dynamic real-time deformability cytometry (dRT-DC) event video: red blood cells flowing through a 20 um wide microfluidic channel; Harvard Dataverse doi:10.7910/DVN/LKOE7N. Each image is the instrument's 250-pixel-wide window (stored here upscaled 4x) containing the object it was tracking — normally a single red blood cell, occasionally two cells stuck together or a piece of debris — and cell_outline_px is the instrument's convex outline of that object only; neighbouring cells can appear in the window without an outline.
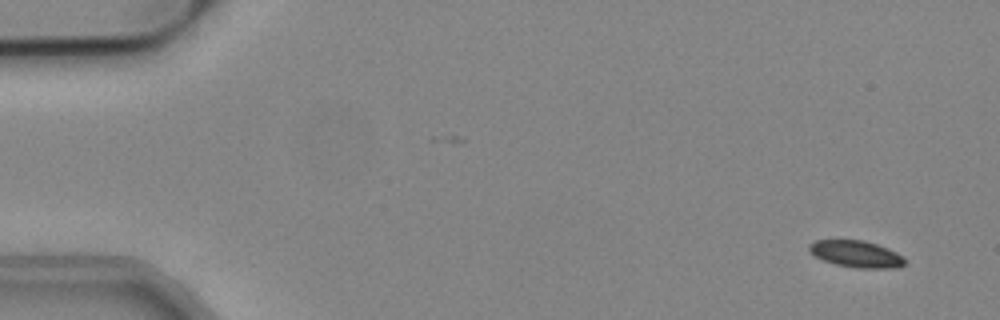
{"species": "common noctule bat (a hibernating species)", "species_latin": "Nyctalus noctula", "temperature_condition": "cold", "stored_images_in_passage": 52, "camera_frame_rate_fps": 3000, "um_per_image_px": 0.085, "animal": {"sex": "male", "body_mass_g": 19.2, "forearm_length_mm": 51.8}, "frame": {"image": 1, "passage_image": 1, "time_ms": 0.0, "image_size_px": [1000, 320], "cell_outline_px": [[904, 264], [892, 268], [860, 268], [836, 264], [824, 260], [808, 252], [808, 244], [816, 240], [864, 240], [888, 248], [904, 256]], "centroid_in_image_um": [72.75, 21.57], "position_along_channel_um": 12.2, "area_um2": 14.8}}
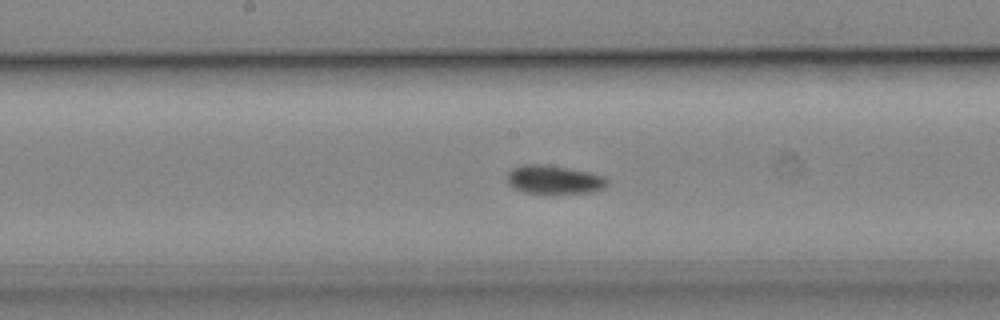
{"frame": {"image": 2, "passage_image": 26, "time_ms": 8.333, "image_size_px": [1000, 320], "cell_outline_px": [[608, 184], [604, 188], [592, 192], [544, 196], [524, 192], [516, 188], [508, 180], [508, 172], [512, 168], [520, 164], [540, 164], [568, 168], [588, 172], [604, 176], [608, 180]], "centroid_in_image_um": [47.12, 15.31], "position_along_channel_um": 201.1, "area_um2": 17.17}}
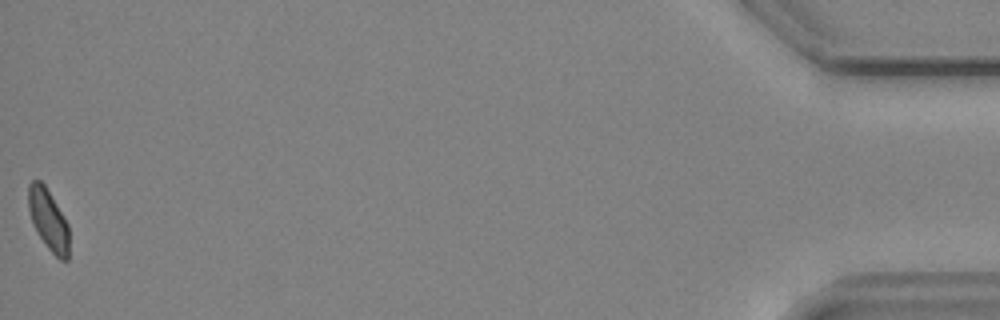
{"frame": {"image": 3, "passage_image": 52, "time_ms": 17.0, "image_size_px": [1000, 320], "cell_outline_px": [[68, 260], [60, 260], [48, 248], [32, 224], [28, 208], [28, 184], [32, 180], [40, 180], [44, 184], [68, 224]], "centroid_in_image_um": [4.09, 18.66], "position_along_channel_um": 431.1, "area_um2": 14.28}, "authors_computed_cell_mechanics": {"area_um2": 15.7794, "velocity_mm_per_s": 3.805, "shape_relaxation_time_tau1_ms": 3.7458, "shape_relaxation_time_tau2_ms": null, "deformation_change_tau1": 0.0877, "deformation_change_tau2": null}}